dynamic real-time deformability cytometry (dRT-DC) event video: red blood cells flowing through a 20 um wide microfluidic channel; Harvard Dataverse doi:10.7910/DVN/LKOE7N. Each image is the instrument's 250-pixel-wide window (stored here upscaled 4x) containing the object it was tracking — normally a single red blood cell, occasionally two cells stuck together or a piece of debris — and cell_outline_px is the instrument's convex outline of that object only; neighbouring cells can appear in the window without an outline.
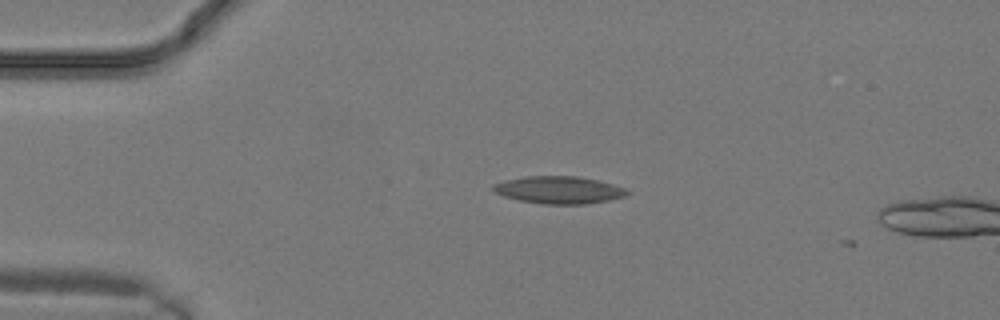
{"species": "common noctule bat (a hibernating species)", "species_latin": "Nyctalus noctula", "temperature_condition": "warm", "stored_images_in_passage": 4, "camera_frame_rate_fps": 3000, "um_per_image_px": 0.085, "animal": {"sex": "male", "body_mass_g": 19.2, "forearm_length_mm": 51.8}, "frame": {"image": 1, "passage_image": 2, "time_ms": 0.333, "image_size_px": [1000, 320], "cell_outline_px": [[632, 192], [624, 196], [608, 200], [584, 204], [544, 204], [520, 200], [504, 196], [492, 192], [492, 184], [504, 180], [524, 176], [576, 176], [600, 180], [624, 188]], "centroid_in_image_um": [47.48, 16.13], "position_along_channel_um": 37.5, "area_um2": 21.44}}